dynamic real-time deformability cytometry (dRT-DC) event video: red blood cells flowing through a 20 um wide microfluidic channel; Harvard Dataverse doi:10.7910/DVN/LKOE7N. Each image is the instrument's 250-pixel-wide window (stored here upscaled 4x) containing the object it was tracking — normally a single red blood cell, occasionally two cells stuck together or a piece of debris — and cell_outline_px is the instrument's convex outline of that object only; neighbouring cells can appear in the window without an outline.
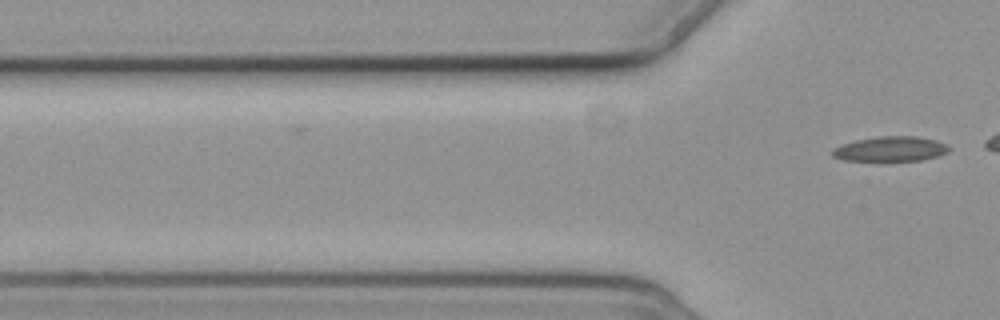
{"species": "common noctule bat (a hibernating species)", "species_latin": "Nyctalus noctula", "temperature_condition": "cold", "stored_images_in_passage": 3, "camera_frame_rate_fps": 3000, "um_per_image_px": 0.085, "animal": {"sex": "female", "body_mass_g": 19.3, "forearm_length_mm": 54.1}, "frame": {"image": 1, "passage_image": 3, "time_ms": 3.333, "image_size_px": [1000, 320], "cell_outline_px": [[952, 148], [948, 152], [940, 156], [920, 160], [844, 160], [832, 156], [832, 148], [840, 144], [856, 140], [876, 136], [916, 136], [936, 140]], "centroid_in_image_um": [75.69, 12.65], "position_along_channel_um": 50.1, "area_um2": 16.94}}